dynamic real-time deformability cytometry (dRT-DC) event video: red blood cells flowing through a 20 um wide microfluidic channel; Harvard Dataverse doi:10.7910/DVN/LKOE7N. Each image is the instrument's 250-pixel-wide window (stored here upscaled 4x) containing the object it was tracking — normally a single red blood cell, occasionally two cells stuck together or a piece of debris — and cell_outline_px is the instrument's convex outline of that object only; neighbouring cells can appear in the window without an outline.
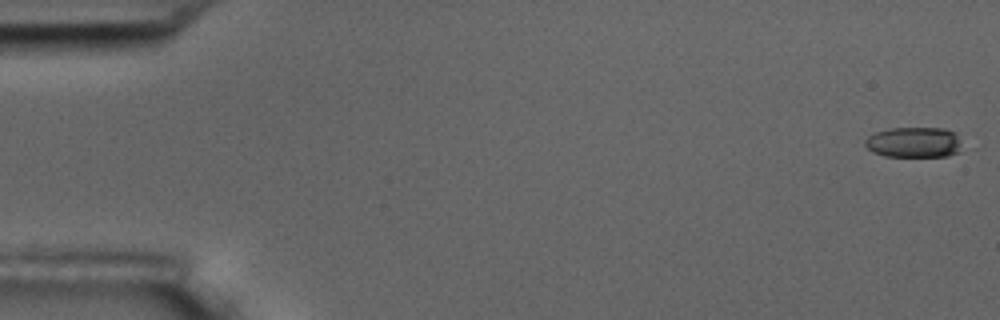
{"species": "common noctule bat (a hibernating species)", "species_latin": "Nyctalus noctula", "temperature_condition": "room temperature", "stored_images_in_passage": 4, "camera_frame_rate_fps": 3000, "um_per_image_px": 0.085, "animal": {"sex": "male", "body_mass_g": 17.5, "forearm_length_mm": 52.3}, "frame": {"image": 1, "passage_image": 1, "time_ms": 0.0, "image_size_px": [1000, 320], "cell_outline_px": [[964, 148], [960, 152], [948, 156], [884, 156], [872, 152], [864, 144], [864, 140], [868, 136], [876, 132], [892, 128], [944, 128], [956, 132]], "centroid_in_image_um": [77.74, 12.1], "position_along_channel_um": 7.3, "area_um2": 17.51}}